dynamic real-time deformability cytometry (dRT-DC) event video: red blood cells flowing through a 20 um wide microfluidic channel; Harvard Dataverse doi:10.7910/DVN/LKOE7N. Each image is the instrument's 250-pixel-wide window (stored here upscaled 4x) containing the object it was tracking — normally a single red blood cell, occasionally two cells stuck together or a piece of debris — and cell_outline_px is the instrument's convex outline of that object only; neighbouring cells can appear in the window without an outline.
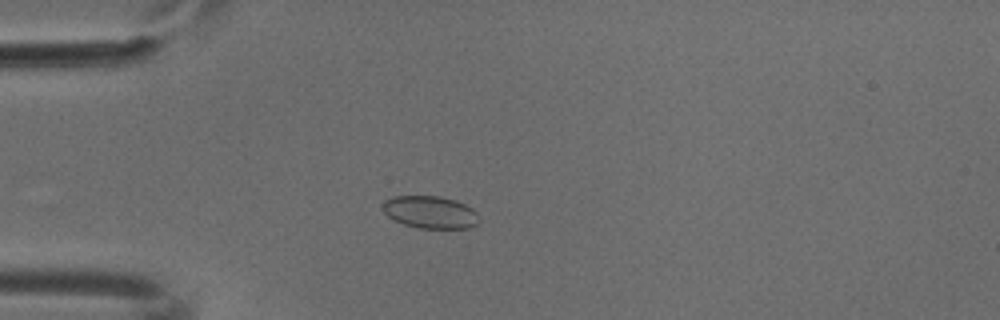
{"species": "common noctule bat (a hibernating species)", "species_latin": "Nyctalus noctula", "temperature_condition": "cold", "stored_images_in_passage": 42, "camera_frame_rate_fps": 3000, "um_per_image_px": 0.085, "animal": {"sex": "male", "body_mass_g": 18.8}, "frame": {"image": 1, "passage_image": 5, "time_ms": 1.333, "image_size_px": [1000, 320], "cell_outline_px": [[480, 220], [476, 224], [468, 228], [420, 228], [404, 224], [388, 216], [384, 212], [384, 200], [392, 196], [440, 196], [456, 200], [472, 208], [476, 212]], "centroid_in_image_um": [36.59, 18.03], "position_along_channel_um": 48.4, "area_um2": 18.09}}
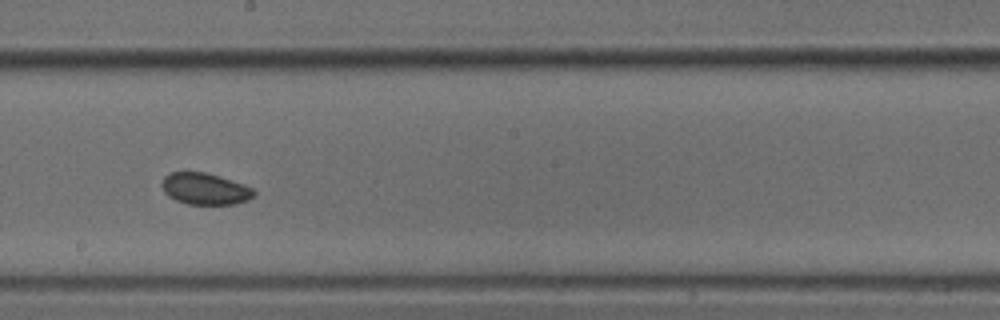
{"frame": {"image": 2, "passage_image": 20, "time_ms": 6.333, "image_size_px": [1000, 320], "cell_outline_px": [[256, 196], [248, 200], [236, 204], [188, 204], [176, 200], [168, 196], [164, 192], [164, 176], [168, 172], [208, 172], [244, 184], [252, 188], [256, 192]], "centroid_in_image_um": [17.48, 16.05], "position_along_channel_um": 230.7, "area_um2": 16.99}}
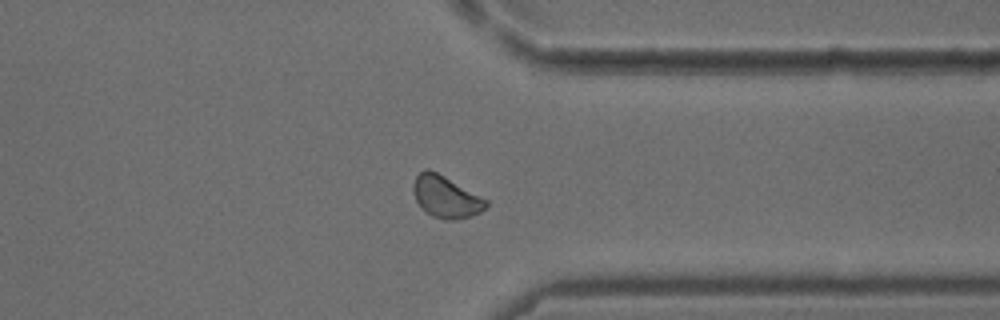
{"frame": {"image": 3, "passage_image": 31, "time_ms": 10.0, "image_size_px": [1000, 320], "cell_outline_px": [[488, 204], [480, 212], [472, 216], [456, 220], [444, 220], [432, 216], [420, 208], [416, 200], [412, 188], [412, 184], [416, 176], [420, 172], [428, 168], [444, 176], [488, 200]], "centroid_in_image_um": [37.88, 16.75], "position_along_channel_um": 373.5, "area_um2": 17.74}}